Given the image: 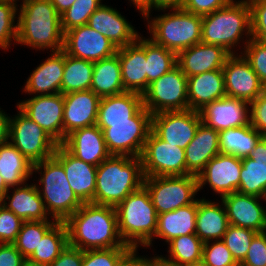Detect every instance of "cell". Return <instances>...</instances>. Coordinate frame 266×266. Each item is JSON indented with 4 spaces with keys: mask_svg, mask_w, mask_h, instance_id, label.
Listing matches in <instances>:
<instances>
[{
    "mask_svg": "<svg viewBox=\"0 0 266 266\" xmlns=\"http://www.w3.org/2000/svg\"><path fill=\"white\" fill-rule=\"evenodd\" d=\"M65 223L69 245L82 251L130 247L119 234L115 207L83 203Z\"/></svg>",
    "mask_w": 266,
    "mask_h": 266,
    "instance_id": "cell-1",
    "label": "cell"
},
{
    "mask_svg": "<svg viewBox=\"0 0 266 266\" xmlns=\"http://www.w3.org/2000/svg\"><path fill=\"white\" fill-rule=\"evenodd\" d=\"M17 16V44L52 52L62 50L61 16L51 0H22Z\"/></svg>",
    "mask_w": 266,
    "mask_h": 266,
    "instance_id": "cell-2",
    "label": "cell"
},
{
    "mask_svg": "<svg viewBox=\"0 0 266 266\" xmlns=\"http://www.w3.org/2000/svg\"><path fill=\"white\" fill-rule=\"evenodd\" d=\"M140 157L110 155L97 166L93 203L116 207L143 186Z\"/></svg>",
    "mask_w": 266,
    "mask_h": 266,
    "instance_id": "cell-3",
    "label": "cell"
},
{
    "mask_svg": "<svg viewBox=\"0 0 266 266\" xmlns=\"http://www.w3.org/2000/svg\"><path fill=\"white\" fill-rule=\"evenodd\" d=\"M123 242L137 249L151 246L157 230L158 214L144 186L129 194L115 207Z\"/></svg>",
    "mask_w": 266,
    "mask_h": 266,
    "instance_id": "cell-4",
    "label": "cell"
},
{
    "mask_svg": "<svg viewBox=\"0 0 266 266\" xmlns=\"http://www.w3.org/2000/svg\"><path fill=\"white\" fill-rule=\"evenodd\" d=\"M242 35L252 38L251 9L247 0H231L221 9L202 16V43L221 46L235 54L232 48L241 42Z\"/></svg>",
    "mask_w": 266,
    "mask_h": 266,
    "instance_id": "cell-5",
    "label": "cell"
},
{
    "mask_svg": "<svg viewBox=\"0 0 266 266\" xmlns=\"http://www.w3.org/2000/svg\"><path fill=\"white\" fill-rule=\"evenodd\" d=\"M37 171L41 174L39 186H43L42 190L37 187L47 213L58 222H65L83 203L72 190L63 166L51 157L34 163L33 173Z\"/></svg>",
    "mask_w": 266,
    "mask_h": 266,
    "instance_id": "cell-6",
    "label": "cell"
},
{
    "mask_svg": "<svg viewBox=\"0 0 266 266\" xmlns=\"http://www.w3.org/2000/svg\"><path fill=\"white\" fill-rule=\"evenodd\" d=\"M171 9V13L147 19L148 28L153 42L178 54L201 42L202 16L181 7Z\"/></svg>",
    "mask_w": 266,
    "mask_h": 266,
    "instance_id": "cell-7",
    "label": "cell"
},
{
    "mask_svg": "<svg viewBox=\"0 0 266 266\" xmlns=\"http://www.w3.org/2000/svg\"><path fill=\"white\" fill-rule=\"evenodd\" d=\"M143 186L149 192L157 214L174 211L197 200L198 179L195 175L144 177Z\"/></svg>",
    "mask_w": 266,
    "mask_h": 266,
    "instance_id": "cell-8",
    "label": "cell"
},
{
    "mask_svg": "<svg viewBox=\"0 0 266 266\" xmlns=\"http://www.w3.org/2000/svg\"><path fill=\"white\" fill-rule=\"evenodd\" d=\"M152 114L143 106L132 122L109 123V127H99L103 131L108 152L111 155L140 157L151 131Z\"/></svg>",
    "mask_w": 266,
    "mask_h": 266,
    "instance_id": "cell-9",
    "label": "cell"
},
{
    "mask_svg": "<svg viewBox=\"0 0 266 266\" xmlns=\"http://www.w3.org/2000/svg\"><path fill=\"white\" fill-rule=\"evenodd\" d=\"M143 106L153 115L166 111L188 109V78L176 65L149 84L142 94Z\"/></svg>",
    "mask_w": 266,
    "mask_h": 266,
    "instance_id": "cell-10",
    "label": "cell"
},
{
    "mask_svg": "<svg viewBox=\"0 0 266 266\" xmlns=\"http://www.w3.org/2000/svg\"><path fill=\"white\" fill-rule=\"evenodd\" d=\"M19 112L9 121V141L31 163L51 158L58 143L36 122Z\"/></svg>",
    "mask_w": 266,
    "mask_h": 266,
    "instance_id": "cell-11",
    "label": "cell"
},
{
    "mask_svg": "<svg viewBox=\"0 0 266 266\" xmlns=\"http://www.w3.org/2000/svg\"><path fill=\"white\" fill-rule=\"evenodd\" d=\"M140 158L144 177L190 174L186 170L185 150L168 144L152 131L148 134Z\"/></svg>",
    "mask_w": 266,
    "mask_h": 266,
    "instance_id": "cell-12",
    "label": "cell"
},
{
    "mask_svg": "<svg viewBox=\"0 0 266 266\" xmlns=\"http://www.w3.org/2000/svg\"><path fill=\"white\" fill-rule=\"evenodd\" d=\"M201 122L200 112L191 109L160 112L152 115L151 131L168 144L185 149Z\"/></svg>",
    "mask_w": 266,
    "mask_h": 266,
    "instance_id": "cell-13",
    "label": "cell"
},
{
    "mask_svg": "<svg viewBox=\"0 0 266 266\" xmlns=\"http://www.w3.org/2000/svg\"><path fill=\"white\" fill-rule=\"evenodd\" d=\"M19 108L27 117L42 127L58 144L63 143L64 95H36L22 102Z\"/></svg>",
    "mask_w": 266,
    "mask_h": 266,
    "instance_id": "cell-14",
    "label": "cell"
},
{
    "mask_svg": "<svg viewBox=\"0 0 266 266\" xmlns=\"http://www.w3.org/2000/svg\"><path fill=\"white\" fill-rule=\"evenodd\" d=\"M62 51L71 57L95 62L114 55L117 48L86 24L64 33Z\"/></svg>",
    "mask_w": 266,
    "mask_h": 266,
    "instance_id": "cell-15",
    "label": "cell"
},
{
    "mask_svg": "<svg viewBox=\"0 0 266 266\" xmlns=\"http://www.w3.org/2000/svg\"><path fill=\"white\" fill-rule=\"evenodd\" d=\"M231 54L223 69L226 96L248 101H254L264 93V84L254 72L244 56Z\"/></svg>",
    "mask_w": 266,
    "mask_h": 266,
    "instance_id": "cell-16",
    "label": "cell"
},
{
    "mask_svg": "<svg viewBox=\"0 0 266 266\" xmlns=\"http://www.w3.org/2000/svg\"><path fill=\"white\" fill-rule=\"evenodd\" d=\"M241 167V158L219 153L198 174V191L208 183L214 192L221 195V198L236 192L239 187Z\"/></svg>",
    "mask_w": 266,
    "mask_h": 266,
    "instance_id": "cell-17",
    "label": "cell"
},
{
    "mask_svg": "<svg viewBox=\"0 0 266 266\" xmlns=\"http://www.w3.org/2000/svg\"><path fill=\"white\" fill-rule=\"evenodd\" d=\"M248 104V101L224 96L207 104L199 112L206 126L220 132L250 124Z\"/></svg>",
    "mask_w": 266,
    "mask_h": 266,
    "instance_id": "cell-18",
    "label": "cell"
},
{
    "mask_svg": "<svg viewBox=\"0 0 266 266\" xmlns=\"http://www.w3.org/2000/svg\"><path fill=\"white\" fill-rule=\"evenodd\" d=\"M53 157L63 166L77 198L82 203H93L97 166L73 156L62 144H58Z\"/></svg>",
    "mask_w": 266,
    "mask_h": 266,
    "instance_id": "cell-19",
    "label": "cell"
},
{
    "mask_svg": "<svg viewBox=\"0 0 266 266\" xmlns=\"http://www.w3.org/2000/svg\"><path fill=\"white\" fill-rule=\"evenodd\" d=\"M259 199L263 198L237 191L222 197L229 224L257 233L266 231V207L261 206Z\"/></svg>",
    "mask_w": 266,
    "mask_h": 266,
    "instance_id": "cell-20",
    "label": "cell"
},
{
    "mask_svg": "<svg viewBox=\"0 0 266 266\" xmlns=\"http://www.w3.org/2000/svg\"><path fill=\"white\" fill-rule=\"evenodd\" d=\"M100 99L92 90L64 94L63 142L72 131L96 124Z\"/></svg>",
    "mask_w": 266,
    "mask_h": 266,
    "instance_id": "cell-21",
    "label": "cell"
},
{
    "mask_svg": "<svg viewBox=\"0 0 266 266\" xmlns=\"http://www.w3.org/2000/svg\"><path fill=\"white\" fill-rule=\"evenodd\" d=\"M231 54L221 46L197 43L177 54V65L188 78L222 69Z\"/></svg>",
    "mask_w": 266,
    "mask_h": 266,
    "instance_id": "cell-22",
    "label": "cell"
},
{
    "mask_svg": "<svg viewBox=\"0 0 266 266\" xmlns=\"http://www.w3.org/2000/svg\"><path fill=\"white\" fill-rule=\"evenodd\" d=\"M122 84L126 91L143 94L147 90L145 37L138 36L133 44L117 49Z\"/></svg>",
    "mask_w": 266,
    "mask_h": 266,
    "instance_id": "cell-23",
    "label": "cell"
},
{
    "mask_svg": "<svg viewBox=\"0 0 266 266\" xmlns=\"http://www.w3.org/2000/svg\"><path fill=\"white\" fill-rule=\"evenodd\" d=\"M62 145L73 156L94 166L111 155L107 150L103 131L96 124L72 131Z\"/></svg>",
    "mask_w": 266,
    "mask_h": 266,
    "instance_id": "cell-24",
    "label": "cell"
},
{
    "mask_svg": "<svg viewBox=\"0 0 266 266\" xmlns=\"http://www.w3.org/2000/svg\"><path fill=\"white\" fill-rule=\"evenodd\" d=\"M87 25L108 38L117 49L133 44L139 36L116 9L104 4L89 17Z\"/></svg>",
    "mask_w": 266,
    "mask_h": 266,
    "instance_id": "cell-25",
    "label": "cell"
},
{
    "mask_svg": "<svg viewBox=\"0 0 266 266\" xmlns=\"http://www.w3.org/2000/svg\"><path fill=\"white\" fill-rule=\"evenodd\" d=\"M64 65L65 53L52 52L28 77L23 91L37 96L61 93Z\"/></svg>",
    "mask_w": 266,
    "mask_h": 266,
    "instance_id": "cell-26",
    "label": "cell"
},
{
    "mask_svg": "<svg viewBox=\"0 0 266 266\" xmlns=\"http://www.w3.org/2000/svg\"><path fill=\"white\" fill-rule=\"evenodd\" d=\"M142 107L143 96L140 93L125 91L102 97L99 102L96 125L109 127V123L132 122V117Z\"/></svg>",
    "mask_w": 266,
    "mask_h": 266,
    "instance_id": "cell-27",
    "label": "cell"
},
{
    "mask_svg": "<svg viewBox=\"0 0 266 266\" xmlns=\"http://www.w3.org/2000/svg\"><path fill=\"white\" fill-rule=\"evenodd\" d=\"M219 132L201 122L196 130L194 138L186 146V170L198 176L205 165L220 152Z\"/></svg>",
    "mask_w": 266,
    "mask_h": 266,
    "instance_id": "cell-28",
    "label": "cell"
},
{
    "mask_svg": "<svg viewBox=\"0 0 266 266\" xmlns=\"http://www.w3.org/2000/svg\"><path fill=\"white\" fill-rule=\"evenodd\" d=\"M224 96L223 69L188 77V109L200 111L207 104Z\"/></svg>",
    "mask_w": 266,
    "mask_h": 266,
    "instance_id": "cell-29",
    "label": "cell"
},
{
    "mask_svg": "<svg viewBox=\"0 0 266 266\" xmlns=\"http://www.w3.org/2000/svg\"><path fill=\"white\" fill-rule=\"evenodd\" d=\"M4 196L2 205L11 210L23 221H42L49 220L44 202L39 194L36 184H23L17 186L12 192ZM11 196V197H10ZM7 200H9L7 204Z\"/></svg>",
    "mask_w": 266,
    "mask_h": 266,
    "instance_id": "cell-30",
    "label": "cell"
},
{
    "mask_svg": "<svg viewBox=\"0 0 266 266\" xmlns=\"http://www.w3.org/2000/svg\"><path fill=\"white\" fill-rule=\"evenodd\" d=\"M228 226L229 221L223 202L221 206L204 198L198 199L195 234L203 243L213 239L222 240Z\"/></svg>",
    "mask_w": 266,
    "mask_h": 266,
    "instance_id": "cell-31",
    "label": "cell"
},
{
    "mask_svg": "<svg viewBox=\"0 0 266 266\" xmlns=\"http://www.w3.org/2000/svg\"><path fill=\"white\" fill-rule=\"evenodd\" d=\"M197 210L198 199L193 204L158 214L154 237L162 238L168 243L175 237L195 234Z\"/></svg>",
    "mask_w": 266,
    "mask_h": 266,
    "instance_id": "cell-32",
    "label": "cell"
},
{
    "mask_svg": "<svg viewBox=\"0 0 266 266\" xmlns=\"http://www.w3.org/2000/svg\"><path fill=\"white\" fill-rule=\"evenodd\" d=\"M100 98L125 92L118 54L94 62L91 87Z\"/></svg>",
    "mask_w": 266,
    "mask_h": 266,
    "instance_id": "cell-33",
    "label": "cell"
},
{
    "mask_svg": "<svg viewBox=\"0 0 266 266\" xmlns=\"http://www.w3.org/2000/svg\"><path fill=\"white\" fill-rule=\"evenodd\" d=\"M0 175L8 188L20 186L33 175V163L8 142L0 146Z\"/></svg>",
    "mask_w": 266,
    "mask_h": 266,
    "instance_id": "cell-34",
    "label": "cell"
},
{
    "mask_svg": "<svg viewBox=\"0 0 266 266\" xmlns=\"http://www.w3.org/2000/svg\"><path fill=\"white\" fill-rule=\"evenodd\" d=\"M262 137L251 124L226 129L219 132V149L222 154L248 157Z\"/></svg>",
    "mask_w": 266,
    "mask_h": 266,
    "instance_id": "cell-35",
    "label": "cell"
},
{
    "mask_svg": "<svg viewBox=\"0 0 266 266\" xmlns=\"http://www.w3.org/2000/svg\"><path fill=\"white\" fill-rule=\"evenodd\" d=\"M69 244L65 222H57L42 238L34 252L26 259L36 265H50Z\"/></svg>",
    "mask_w": 266,
    "mask_h": 266,
    "instance_id": "cell-36",
    "label": "cell"
},
{
    "mask_svg": "<svg viewBox=\"0 0 266 266\" xmlns=\"http://www.w3.org/2000/svg\"><path fill=\"white\" fill-rule=\"evenodd\" d=\"M94 62L71 57L65 53L61 93L90 90Z\"/></svg>",
    "mask_w": 266,
    "mask_h": 266,
    "instance_id": "cell-37",
    "label": "cell"
},
{
    "mask_svg": "<svg viewBox=\"0 0 266 266\" xmlns=\"http://www.w3.org/2000/svg\"><path fill=\"white\" fill-rule=\"evenodd\" d=\"M169 257H162L169 263L178 266H192L202 260L203 242L196 234H188L173 238L168 242Z\"/></svg>",
    "mask_w": 266,
    "mask_h": 266,
    "instance_id": "cell-38",
    "label": "cell"
},
{
    "mask_svg": "<svg viewBox=\"0 0 266 266\" xmlns=\"http://www.w3.org/2000/svg\"><path fill=\"white\" fill-rule=\"evenodd\" d=\"M147 67V89L149 84L169 72L177 65V54L156 44L150 38L145 39Z\"/></svg>",
    "mask_w": 266,
    "mask_h": 266,
    "instance_id": "cell-39",
    "label": "cell"
},
{
    "mask_svg": "<svg viewBox=\"0 0 266 266\" xmlns=\"http://www.w3.org/2000/svg\"><path fill=\"white\" fill-rule=\"evenodd\" d=\"M242 167L237 192L264 198L266 201V167L249 157L241 158Z\"/></svg>",
    "mask_w": 266,
    "mask_h": 266,
    "instance_id": "cell-40",
    "label": "cell"
},
{
    "mask_svg": "<svg viewBox=\"0 0 266 266\" xmlns=\"http://www.w3.org/2000/svg\"><path fill=\"white\" fill-rule=\"evenodd\" d=\"M57 220L24 221L17 235L15 247L27 259L38 246L45 234L57 223Z\"/></svg>",
    "mask_w": 266,
    "mask_h": 266,
    "instance_id": "cell-41",
    "label": "cell"
},
{
    "mask_svg": "<svg viewBox=\"0 0 266 266\" xmlns=\"http://www.w3.org/2000/svg\"><path fill=\"white\" fill-rule=\"evenodd\" d=\"M102 5L101 0H76L61 16V28L66 31L86 25L89 17Z\"/></svg>",
    "mask_w": 266,
    "mask_h": 266,
    "instance_id": "cell-42",
    "label": "cell"
},
{
    "mask_svg": "<svg viewBox=\"0 0 266 266\" xmlns=\"http://www.w3.org/2000/svg\"><path fill=\"white\" fill-rule=\"evenodd\" d=\"M256 234L257 232L251 229L229 224L222 241L238 264L246 257L250 244Z\"/></svg>",
    "mask_w": 266,
    "mask_h": 266,
    "instance_id": "cell-43",
    "label": "cell"
},
{
    "mask_svg": "<svg viewBox=\"0 0 266 266\" xmlns=\"http://www.w3.org/2000/svg\"><path fill=\"white\" fill-rule=\"evenodd\" d=\"M18 5L0 0V48L8 49L11 41H17V23L15 18ZM13 39V40H12Z\"/></svg>",
    "mask_w": 266,
    "mask_h": 266,
    "instance_id": "cell-44",
    "label": "cell"
},
{
    "mask_svg": "<svg viewBox=\"0 0 266 266\" xmlns=\"http://www.w3.org/2000/svg\"><path fill=\"white\" fill-rule=\"evenodd\" d=\"M132 247H114L83 251L82 266H117Z\"/></svg>",
    "mask_w": 266,
    "mask_h": 266,
    "instance_id": "cell-45",
    "label": "cell"
},
{
    "mask_svg": "<svg viewBox=\"0 0 266 266\" xmlns=\"http://www.w3.org/2000/svg\"><path fill=\"white\" fill-rule=\"evenodd\" d=\"M204 242L201 262L207 266H239L222 240Z\"/></svg>",
    "mask_w": 266,
    "mask_h": 266,
    "instance_id": "cell-46",
    "label": "cell"
},
{
    "mask_svg": "<svg viewBox=\"0 0 266 266\" xmlns=\"http://www.w3.org/2000/svg\"><path fill=\"white\" fill-rule=\"evenodd\" d=\"M246 43V44H245ZM241 54L248 61L260 81L266 85V43L256 39H246Z\"/></svg>",
    "mask_w": 266,
    "mask_h": 266,
    "instance_id": "cell-47",
    "label": "cell"
},
{
    "mask_svg": "<svg viewBox=\"0 0 266 266\" xmlns=\"http://www.w3.org/2000/svg\"><path fill=\"white\" fill-rule=\"evenodd\" d=\"M23 220L0 203V243L13 244Z\"/></svg>",
    "mask_w": 266,
    "mask_h": 266,
    "instance_id": "cell-48",
    "label": "cell"
},
{
    "mask_svg": "<svg viewBox=\"0 0 266 266\" xmlns=\"http://www.w3.org/2000/svg\"><path fill=\"white\" fill-rule=\"evenodd\" d=\"M247 1L251 9V37L266 43V0Z\"/></svg>",
    "mask_w": 266,
    "mask_h": 266,
    "instance_id": "cell-49",
    "label": "cell"
},
{
    "mask_svg": "<svg viewBox=\"0 0 266 266\" xmlns=\"http://www.w3.org/2000/svg\"><path fill=\"white\" fill-rule=\"evenodd\" d=\"M240 266H266V231L257 233Z\"/></svg>",
    "mask_w": 266,
    "mask_h": 266,
    "instance_id": "cell-50",
    "label": "cell"
},
{
    "mask_svg": "<svg viewBox=\"0 0 266 266\" xmlns=\"http://www.w3.org/2000/svg\"><path fill=\"white\" fill-rule=\"evenodd\" d=\"M249 109L250 124L263 137H266V93L259 95L254 101L250 102Z\"/></svg>",
    "mask_w": 266,
    "mask_h": 266,
    "instance_id": "cell-51",
    "label": "cell"
},
{
    "mask_svg": "<svg viewBox=\"0 0 266 266\" xmlns=\"http://www.w3.org/2000/svg\"><path fill=\"white\" fill-rule=\"evenodd\" d=\"M231 0H183L181 8L195 15H207L227 5Z\"/></svg>",
    "mask_w": 266,
    "mask_h": 266,
    "instance_id": "cell-52",
    "label": "cell"
},
{
    "mask_svg": "<svg viewBox=\"0 0 266 266\" xmlns=\"http://www.w3.org/2000/svg\"><path fill=\"white\" fill-rule=\"evenodd\" d=\"M26 258L14 244L0 243V266H23Z\"/></svg>",
    "mask_w": 266,
    "mask_h": 266,
    "instance_id": "cell-53",
    "label": "cell"
},
{
    "mask_svg": "<svg viewBox=\"0 0 266 266\" xmlns=\"http://www.w3.org/2000/svg\"><path fill=\"white\" fill-rule=\"evenodd\" d=\"M83 251L69 244L61 254L48 266H82Z\"/></svg>",
    "mask_w": 266,
    "mask_h": 266,
    "instance_id": "cell-54",
    "label": "cell"
},
{
    "mask_svg": "<svg viewBox=\"0 0 266 266\" xmlns=\"http://www.w3.org/2000/svg\"><path fill=\"white\" fill-rule=\"evenodd\" d=\"M256 164L266 167V137H262L248 156Z\"/></svg>",
    "mask_w": 266,
    "mask_h": 266,
    "instance_id": "cell-55",
    "label": "cell"
},
{
    "mask_svg": "<svg viewBox=\"0 0 266 266\" xmlns=\"http://www.w3.org/2000/svg\"><path fill=\"white\" fill-rule=\"evenodd\" d=\"M137 249H132L117 266H148V258L137 256Z\"/></svg>",
    "mask_w": 266,
    "mask_h": 266,
    "instance_id": "cell-56",
    "label": "cell"
},
{
    "mask_svg": "<svg viewBox=\"0 0 266 266\" xmlns=\"http://www.w3.org/2000/svg\"><path fill=\"white\" fill-rule=\"evenodd\" d=\"M10 117L0 108V146L9 142Z\"/></svg>",
    "mask_w": 266,
    "mask_h": 266,
    "instance_id": "cell-57",
    "label": "cell"
},
{
    "mask_svg": "<svg viewBox=\"0 0 266 266\" xmlns=\"http://www.w3.org/2000/svg\"><path fill=\"white\" fill-rule=\"evenodd\" d=\"M132 4L141 11V15L145 17L144 19H150V11L153 8L152 0H130Z\"/></svg>",
    "mask_w": 266,
    "mask_h": 266,
    "instance_id": "cell-58",
    "label": "cell"
},
{
    "mask_svg": "<svg viewBox=\"0 0 266 266\" xmlns=\"http://www.w3.org/2000/svg\"><path fill=\"white\" fill-rule=\"evenodd\" d=\"M183 0H152L153 9L163 10L180 7Z\"/></svg>",
    "mask_w": 266,
    "mask_h": 266,
    "instance_id": "cell-59",
    "label": "cell"
},
{
    "mask_svg": "<svg viewBox=\"0 0 266 266\" xmlns=\"http://www.w3.org/2000/svg\"><path fill=\"white\" fill-rule=\"evenodd\" d=\"M75 1L76 0H51L52 5L60 15L69 9Z\"/></svg>",
    "mask_w": 266,
    "mask_h": 266,
    "instance_id": "cell-60",
    "label": "cell"
},
{
    "mask_svg": "<svg viewBox=\"0 0 266 266\" xmlns=\"http://www.w3.org/2000/svg\"><path fill=\"white\" fill-rule=\"evenodd\" d=\"M148 266H178L172 263L167 262L161 256H155L153 258L148 259Z\"/></svg>",
    "mask_w": 266,
    "mask_h": 266,
    "instance_id": "cell-61",
    "label": "cell"
},
{
    "mask_svg": "<svg viewBox=\"0 0 266 266\" xmlns=\"http://www.w3.org/2000/svg\"><path fill=\"white\" fill-rule=\"evenodd\" d=\"M9 190L10 188L6 186L3 177L0 175V203H2L4 196Z\"/></svg>",
    "mask_w": 266,
    "mask_h": 266,
    "instance_id": "cell-62",
    "label": "cell"
},
{
    "mask_svg": "<svg viewBox=\"0 0 266 266\" xmlns=\"http://www.w3.org/2000/svg\"><path fill=\"white\" fill-rule=\"evenodd\" d=\"M23 266H45V265H36V264H32V263H29L28 261H26Z\"/></svg>",
    "mask_w": 266,
    "mask_h": 266,
    "instance_id": "cell-63",
    "label": "cell"
},
{
    "mask_svg": "<svg viewBox=\"0 0 266 266\" xmlns=\"http://www.w3.org/2000/svg\"><path fill=\"white\" fill-rule=\"evenodd\" d=\"M192 266H207V265H205V264H203L202 262H200V263H197V264L192 265Z\"/></svg>",
    "mask_w": 266,
    "mask_h": 266,
    "instance_id": "cell-64",
    "label": "cell"
},
{
    "mask_svg": "<svg viewBox=\"0 0 266 266\" xmlns=\"http://www.w3.org/2000/svg\"><path fill=\"white\" fill-rule=\"evenodd\" d=\"M2 1H8V2H12V3L16 4L17 3L16 1H18V0H2Z\"/></svg>",
    "mask_w": 266,
    "mask_h": 266,
    "instance_id": "cell-65",
    "label": "cell"
}]
</instances>
